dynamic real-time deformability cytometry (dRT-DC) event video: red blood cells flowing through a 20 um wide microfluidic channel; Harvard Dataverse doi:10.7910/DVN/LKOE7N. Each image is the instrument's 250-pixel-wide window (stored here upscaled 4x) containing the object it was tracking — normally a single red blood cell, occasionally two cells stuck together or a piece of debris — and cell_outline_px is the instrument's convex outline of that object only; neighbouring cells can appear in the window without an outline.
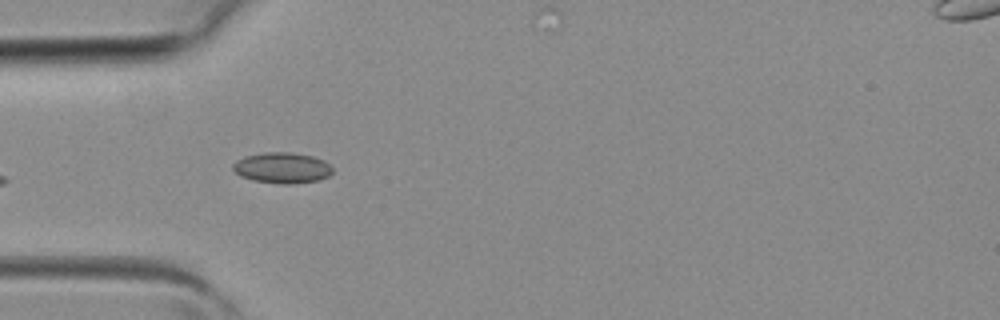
{"species": "common noctule bat (a hibernating species)", "species_latin": "Nyctalus noctula", "temperature_condition": "room temperature", "stored_images_in_passage": 4, "camera_frame_rate_fps": 3000, "um_per_image_px": 0.085, "animal": {"sex": "female", "body_mass_g": 19.3, "forearm_length_mm": 54.1}, "frame": {"image": 1, "passage_image": 3, "time_ms": 0.667, "image_size_px": [1000, 320], "cell_outline_px": [[332, 172], [328, 176], [320, 180], [292, 184], [280, 184], [252, 180], [240, 176], [232, 168], [232, 164], [236, 160], [244, 156], [264, 152], [292, 152], [312, 156], [324, 160], [332, 168]], "centroid_in_image_um": [23.97, 14.26], "position_along_channel_um": 61.0, "area_um2": 18.03}}
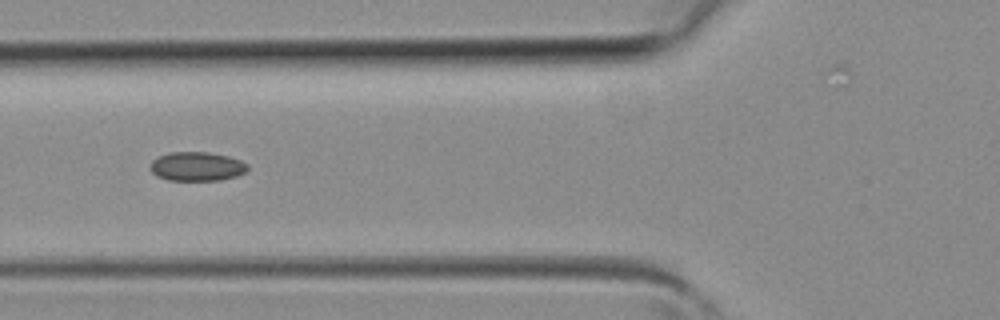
{"frame": {"image": 2, "passage_image": 4, "time_ms": 1.0, "image_size_px": [1000, 320], "cell_outline_px": [[248, 168], [244, 172], [236, 176], [220, 180], [168, 180], [156, 176], [148, 168], [148, 164], [156, 156], [168, 152], [208, 152], [228, 156], [240, 160], [248, 164]], "centroid_in_image_um": [16.67, 14.14], "position_along_channel_um": 109.1, "area_um2": 16.7}}